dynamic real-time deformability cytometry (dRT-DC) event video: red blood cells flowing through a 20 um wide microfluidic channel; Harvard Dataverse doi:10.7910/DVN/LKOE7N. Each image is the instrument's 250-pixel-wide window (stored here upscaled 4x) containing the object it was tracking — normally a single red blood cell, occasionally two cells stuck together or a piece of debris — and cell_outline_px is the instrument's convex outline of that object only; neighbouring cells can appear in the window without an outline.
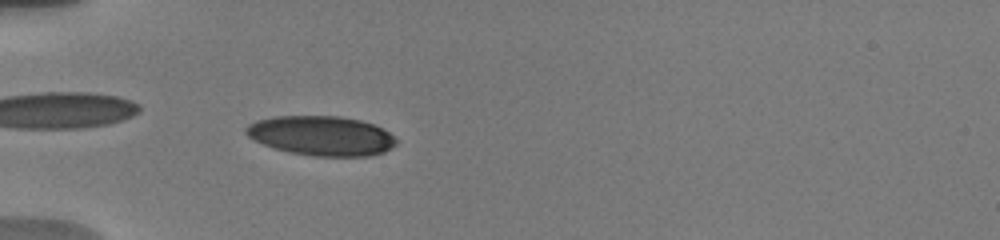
{"species": "human", "species_latin": "Homo sapiens", "temperature_condition": "warm", "stored_images_in_passage": 41, "camera_frame_rate_fps": 3000, "um_per_image_px": 0.085, "donor": {"sex": "male"}, "frame": {"image": 1, "passage_image": 13, "time_ms": 5.333, "image_size_px": [1000, 240], "cell_outline_px": [[396, 144], [384, 152], [372, 156], [312, 156], [292, 152], [276, 148], [264, 144], [248, 136], [244, 132], [244, 128], [248, 124], [256, 120], [276, 116], [340, 116], [360, 120], [384, 128], [396, 140]], "centroid_in_image_um": [27.32, 11.53], "position_along_channel_um": 57.7, "area_um2": 34.56}}
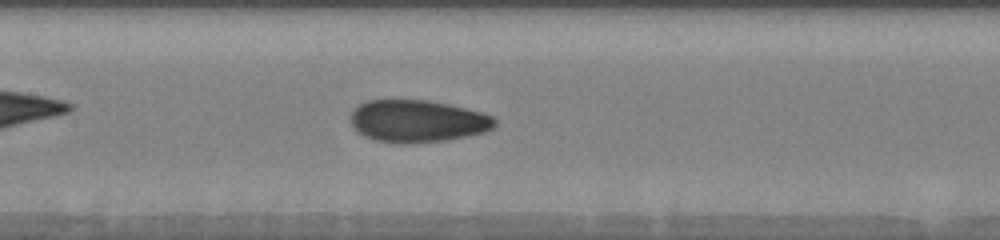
{"frame": {"image": 2, "passage_image": 21, "time_ms": 8.667, "image_size_px": [1000, 240], "cell_outline_px": [[496, 124], [492, 128], [484, 132], [468, 136], [448, 140], [400, 144], [372, 140], [364, 136], [352, 128], [352, 112], [360, 104], [368, 100], [428, 100], [448, 104], [480, 112], [492, 116], [496, 120]], "centroid_in_image_um": [35.47, 10.31], "position_along_channel_um": 171.9, "area_um2": 35.49}}
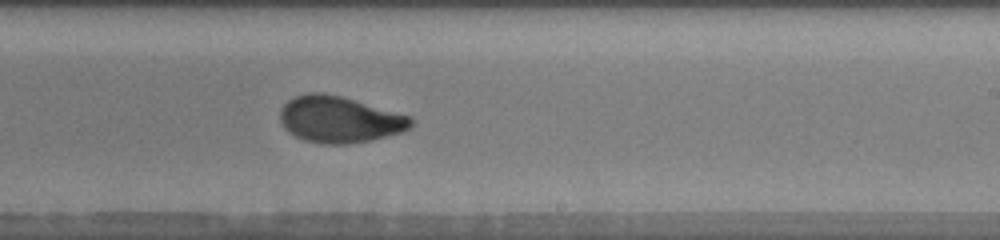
{"frame": {"image": 3, "passage_image": 26, "time_ms": 11.0, "image_size_px": [1000, 240], "cell_outline_px": [[412, 124], [408, 128], [400, 132], [368, 140], [348, 144], [320, 144], [304, 140], [296, 136], [284, 128], [280, 120], [280, 108], [288, 100], [296, 96], [308, 92], [324, 92], [340, 96], [408, 116], [412, 120]], "centroid_in_image_um": [28.77, 10.15], "position_along_channel_um": 260.2, "area_um2": 34.85}}